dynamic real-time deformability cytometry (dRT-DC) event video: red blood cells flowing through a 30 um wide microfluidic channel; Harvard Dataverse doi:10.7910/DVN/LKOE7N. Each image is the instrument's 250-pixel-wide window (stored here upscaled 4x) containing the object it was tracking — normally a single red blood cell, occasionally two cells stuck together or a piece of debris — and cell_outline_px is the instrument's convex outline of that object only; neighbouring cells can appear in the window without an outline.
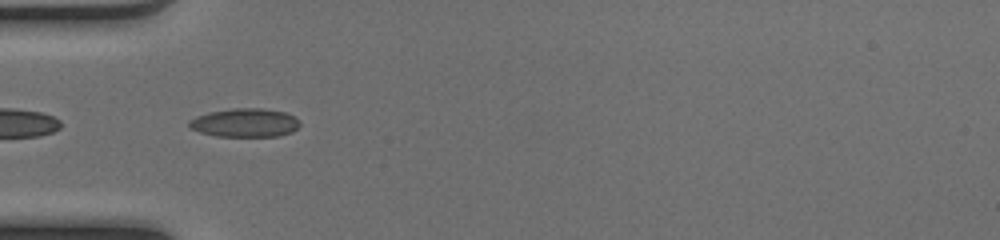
{"species": "common noctule bat (a hibernating species)", "species_latin": "Nyctalus noctula", "temperature_condition": "cold", "stored_images_in_passage": 40, "camera_frame_rate_fps": 3000, "um_per_image_px": 0.085, "animal": {"sex": "female", "body_mass_g": 17.0, "forearm_length_mm": 48.0}, "frame": {"image": 1, "passage_image": 6, "time_ms": 1.667, "image_size_px": [1000, 240], "cell_outline_px": [[300, 124], [292, 132], [276, 136], [216, 136], [200, 132], [188, 128], [188, 124], [196, 116], [208, 112], [232, 108], [260, 108], [284, 112], [300, 120]], "centroid_in_image_um": [20.8, 10.43], "position_along_channel_um": 64.2, "area_um2": 18.38}}
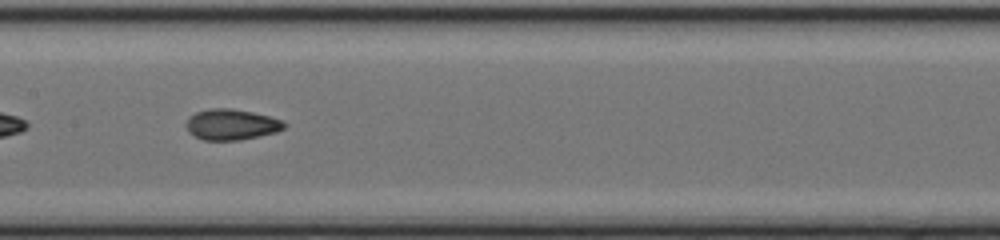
{"frame": {"image": 2, "passage_image": 15, "time_ms": 4.667, "image_size_px": [1000, 240], "cell_outline_px": [[288, 124], [284, 128], [276, 132], [260, 136], [240, 140], [204, 140], [188, 132], [188, 120], [196, 112], [212, 108], [232, 108], [252, 112], [284, 120]], "centroid_in_image_um": [19.74, 10.58], "position_along_channel_um": 187.7, "area_um2": 17.46}}
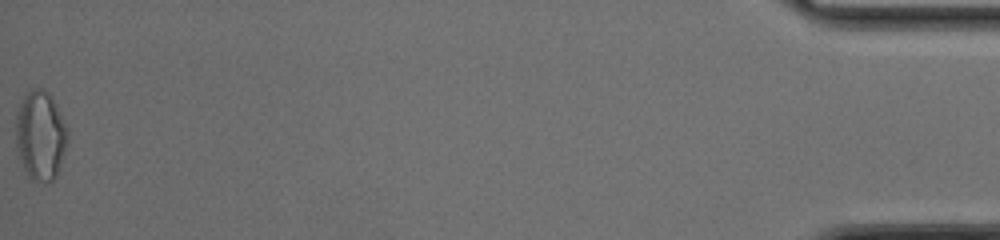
{"frame": {"image": 3, "passage_image": 40, "time_ms": 13.0, "image_size_px": [1000, 240], "cell_outline_px": [[68, 140], [56, 176], [52, 180], [44, 184], [32, 180], [28, 176], [20, 160], [16, 148], [16, 112], [24, 92], [32, 88], [44, 88], [52, 96], [68, 128]], "centroid_in_image_um": [3.43, 11.48], "position_along_channel_um": 431.8, "area_um2": 27.46}, "authors_computed_cell_mechanics": {"area_um2": 17.629, "velocity_mm_per_s": 4.1346, "shape_relaxation_time_tau1_ms": 4.7232, "shape_relaxation_time_tau2_ms": 1.5251, "deformation_change_tau1": 0.1826, "deformation_change_tau2": 0.0678}}